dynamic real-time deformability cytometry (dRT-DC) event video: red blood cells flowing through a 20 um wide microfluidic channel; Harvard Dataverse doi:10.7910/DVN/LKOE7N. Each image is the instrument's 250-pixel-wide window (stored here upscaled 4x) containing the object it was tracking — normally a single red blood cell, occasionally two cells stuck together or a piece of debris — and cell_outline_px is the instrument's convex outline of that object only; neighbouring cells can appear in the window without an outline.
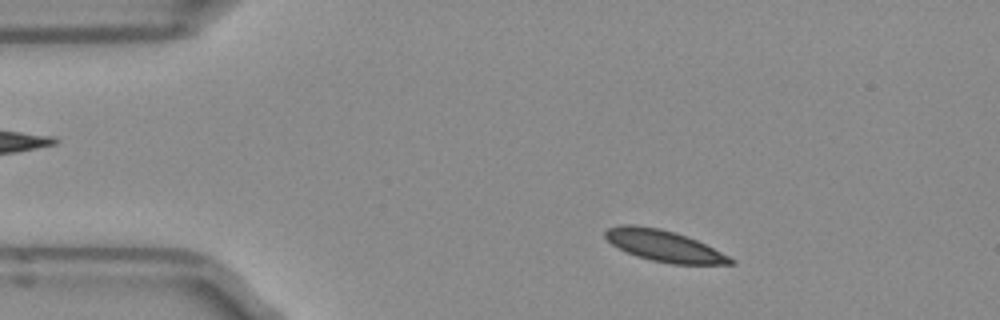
{"species": "Egyptian fruit bat (a non-hibernating species)", "species_latin": "Rousettus aegyptiacus", "temperature_condition": "room temperature", "stored_images_in_passage": 48, "camera_frame_rate_fps": 3000, "um_per_image_px": 0.085, "frame": {"image": 1, "passage_image": 5, "time_ms": 1.333, "image_size_px": [1000, 320], "cell_outline_px": [[736, 264], [672, 264], [652, 260], [636, 256], [612, 244], [604, 236], [604, 232], [608, 228], [620, 224], [636, 224], [660, 228], [676, 232], [696, 240], [736, 260]], "centroid_in_image_um": [56.42, 20.88], "position_along_channel_um": 28.6, "area_um2": 22.72}}
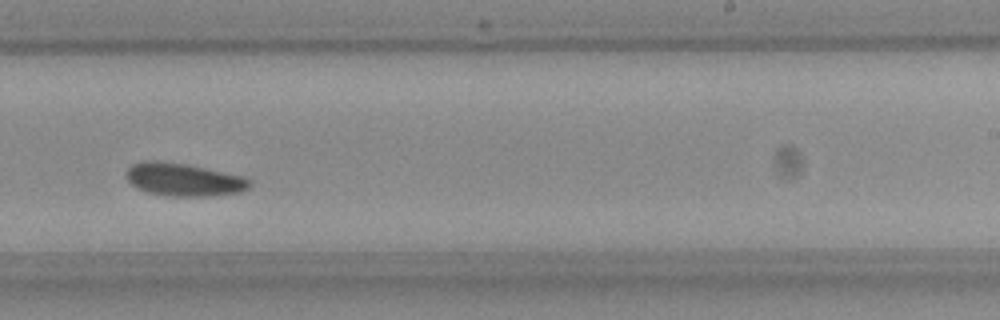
{"frame": {"image": 2, "passage_image": 28, "time_ms": 9.0, "image_size_px": [1000, 320], "cell_outline_px": [[252, 184], [248, 188], [240, 192], [212, 196], [172, 196], [148, 192], [136, 188], [124, 176], [128, 168], [132, 164], [144, 160], [156, 160], [184, 164], [244, 176], [252, 180]], "centroid_in_image_um": [15.61, 15.26], "position_along_channel_um": 273.4, "area_um2": 23.7}}
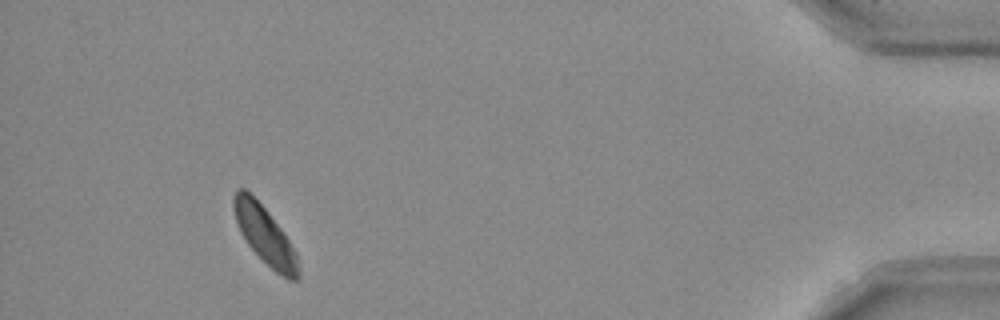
{"frame": {"image": 3, "passage_image": 44, "time_ms": 14.333, "image_size_px": [1000, 320], "cell_outline_px": [[300, 276], [296, 280], [288, 280], [276, 272], [248, 244], [240, 232], [232, 208], [232, 200], [236, 188], [244, 188], [268, 212], [284, 232], [296, 252], [300, 268]], "centroid_in_image_um": [22.52, 19.99], "position_along_channel_um": 412.7, "area_um2": 21.5}, "authors_computed_cell_mechanics": {"area_um2": 22.8021, "velocity_mm_per_s": 3.8783, "shape_relaxation_time_tau1_ms": 4.8437, "shape_relaxation_time_tau2_ms": null, "deformation_change_tau1": 0.0811, "deformation_change_tau2": null}}